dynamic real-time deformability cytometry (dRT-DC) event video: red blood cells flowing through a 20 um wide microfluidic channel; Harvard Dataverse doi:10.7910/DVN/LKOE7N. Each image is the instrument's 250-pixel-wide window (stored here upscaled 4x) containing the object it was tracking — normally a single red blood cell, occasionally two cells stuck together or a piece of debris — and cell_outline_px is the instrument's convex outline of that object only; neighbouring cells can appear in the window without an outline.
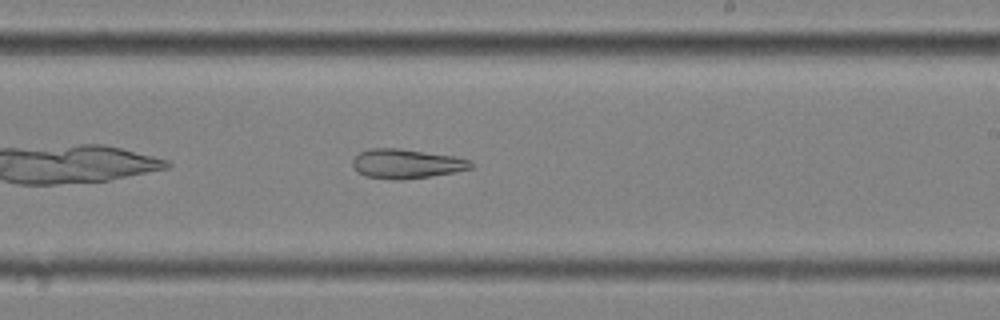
{"species": "common noctule bat (a hibernating species)", "species_latin": "Nyctalus noctula", "temperature_condition": "cold", "stored_images_in_passage": 40, "camera_frame_rate_fps": 3000, "um_per_image_px": 0.085, "animal": {"sex": "female", "body_mass_g": 25.1}, "frame": {"image": 1, "passage_image": 18, "time_ms": 5.667, "image_size_px": [1000, 320], "cell_outline_px": [[476, 164], [472, 168], [456, 172], [400, 180], [396, 180], [364, 176], [356, 172], [352, 168], [352, 160], [360, 152], [368, 148], [400, 148], [456, 156], [468, 160]], "centroid_in_image_um": [34.53, 13.91], "position_along_channel_um": 254.5, "area_um2": 20.52}, "authors_computed_cell_mechanics": {"area_um2": 23.6113, "velocity_mm_per_s": 3.5666, "shape_relaxation_time_tau1_ms": null, "shape_relaxation_time_tau2_ms": 10.9922, "deformation_change_tau1": null, "deformation_change_tau2": 0.2443}}